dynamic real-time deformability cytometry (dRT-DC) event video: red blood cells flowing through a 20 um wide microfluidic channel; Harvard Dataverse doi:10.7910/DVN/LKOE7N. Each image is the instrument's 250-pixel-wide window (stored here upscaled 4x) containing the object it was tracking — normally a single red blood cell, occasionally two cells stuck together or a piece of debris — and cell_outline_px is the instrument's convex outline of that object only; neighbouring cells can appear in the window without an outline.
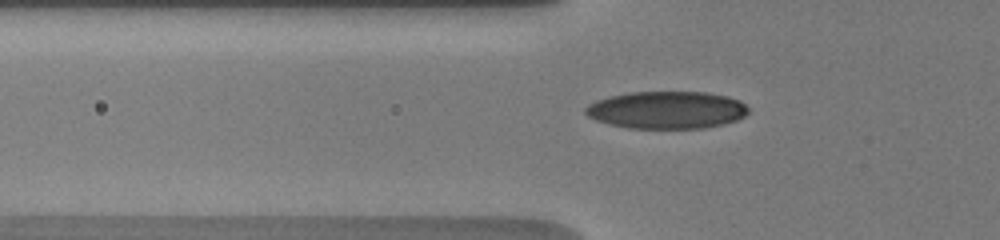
{"species": "human", "species_latin": "Homo sapiens", "temperature_condition": "warm", "stored_images_in_passage": 27, "camera_frame_rate_fps": 3000, "um_per_image_px": 0.085, "donor": {"sex": "male"}, "frame": {"image": 1, "passage_image": 2, "time_ms": 0.333, "image_size_px": [1000, 240], "cell_outline_px": [[748, 112], [744, 116], [736, 120], [704, 128], [628, 128], [596, 120], [588, 116], [584, 112], [584, 108], [588, 104], [596, 100], [628, 92], [708, 92], [728, 96], [740, 100], [748, 108]], "centroid_in_image_um": [56.67, 9.34], "position_along_channel_um": 69.1, "area_um2": 35.43}}
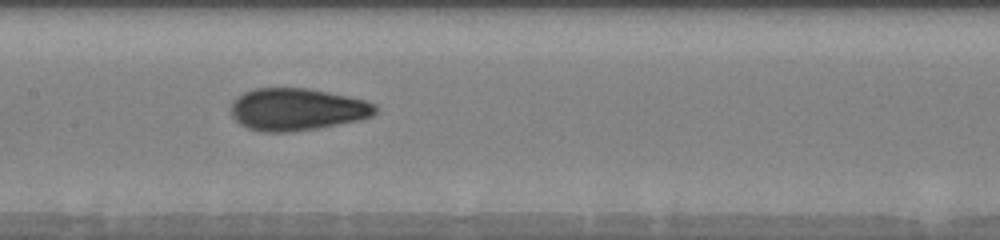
{"frame": {"image": 2, "passage_image": 20, "time_ms": 3.333, "image_size_px": [1000, 240], "cell_outline_px": [[376, 112], [372, 116], [360, 120], [316, 128], [292, 132], [260, 132], [248, 128], [240, 124], [232, 116], [232, 104], [244, 92], [256, 88], [308, 88], [348, 96], [364, 100], [376, 104]], "centroid_in_image_um": [25.26, 9.3], "position_along_channel_um": 182.1, "area_um2": 35.37}}
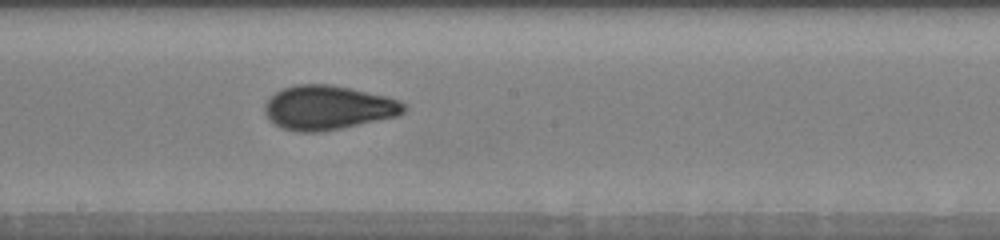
{"frame": {"image": 3, "passage_image": 24, "time_ms": 4.333, "image_size_px": [1000, 240], "cell_outline_px": [[408, 108], [404, 112], [396, 116], [324, 132], [296, 132], [280, 128], [268, 120], [264, 112], [264, 104], [276, 92], [284, 88], [296, 84], [332, 84], [352, 88], [388, 96], [404, 104]], "centroid_in_image_um": [27.85, 9.15], "position_along_channel_um": 220.3, "area_um2": 36.13}}